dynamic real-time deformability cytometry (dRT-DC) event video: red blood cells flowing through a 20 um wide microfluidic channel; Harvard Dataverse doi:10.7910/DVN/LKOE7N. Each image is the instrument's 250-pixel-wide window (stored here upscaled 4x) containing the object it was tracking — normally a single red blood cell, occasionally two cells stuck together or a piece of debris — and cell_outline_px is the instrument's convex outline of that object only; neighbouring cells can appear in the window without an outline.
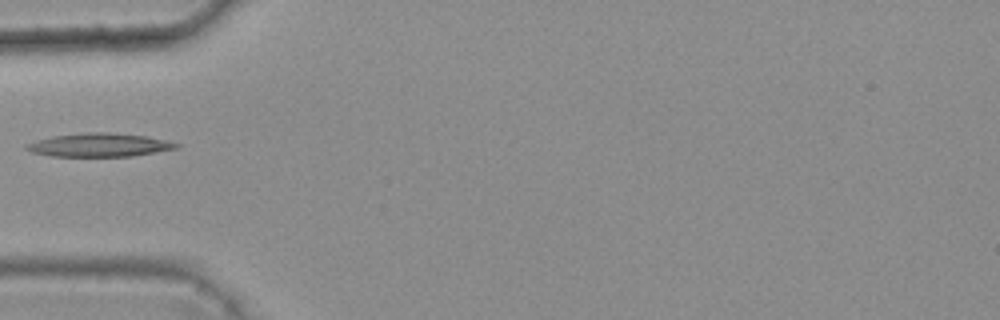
{"species": "common noctule bat (a hibernating species)", "species_latin": "Nyctalus noctula", "temperature_condition": "warm", "stored_images_in_passage": 6, "camera_frame_rate_fps": 3000, "um_per_image_px": 0.085, "animal": {"sex": "female", "body_mass_g": 25.1}, "frame": {"image": 1, "passage_image": 4, "time_ms": 1.0, "image_size_px": [1000, 320], "cell_outline_px": [[184, 144], [180, 148], [132, 156], [52, 156], [32, 152], [24, 148], [24, 144], [36, 140], [52, 136], [88, 132], [108, 132], [148, 136]], "centroid_in_image_um": [8.49, 12.32], "position_along_channel_um": 76.5, "area_um2": 20.69}}
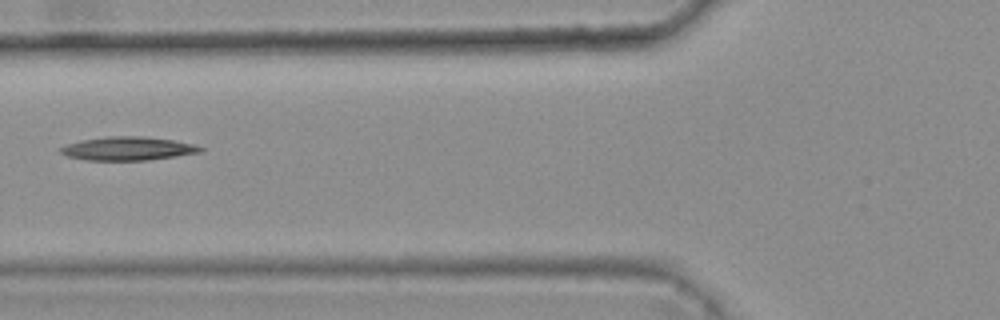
{"frame": {"image": 2, "passage_image": 5, "time_ms": 1.333, "image_size_px": [1000, 320], "cell_outline_px": [[204, 148], [200, 152], [176, 156], [148, 160], [88, 160], [68, 156], [60, 152], [60, 148], [68, 144], [80, 140], [108, 136], [140, 136], [172, 140], [192, 144]], "centroid_in_image_um": [10.85, 12.62], "position_along_channel_um": 114.9, "area_um2": 18.9}}
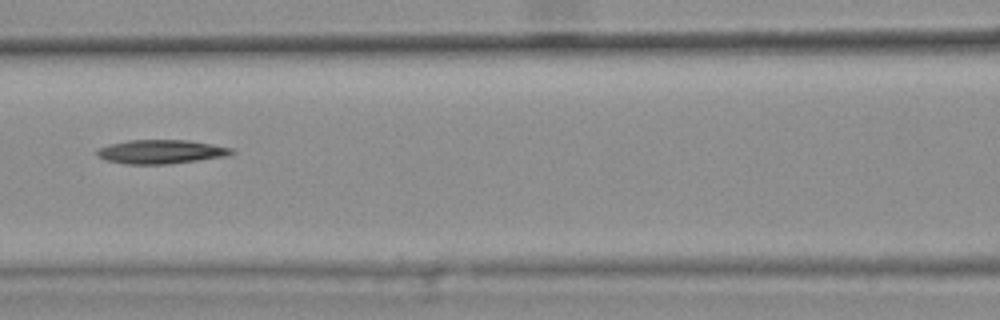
{"frame": {"image": 3, "passage_image": 6, "time_ms": 1.667, "image_size_px": [1000, 320], "cell_outline_px": [[236, 152], [224, 156], [168, 164], [124, 164], [104, 160], [96, 156], [96, 152], [100, 148], [108, 144], [128, 140], [188, 140], [212, 144], [232, 148]], "centroid_in_image_um": [13.63, 12.89], "position_along_channel_um": 153.0, "area_um2": 18.73}}